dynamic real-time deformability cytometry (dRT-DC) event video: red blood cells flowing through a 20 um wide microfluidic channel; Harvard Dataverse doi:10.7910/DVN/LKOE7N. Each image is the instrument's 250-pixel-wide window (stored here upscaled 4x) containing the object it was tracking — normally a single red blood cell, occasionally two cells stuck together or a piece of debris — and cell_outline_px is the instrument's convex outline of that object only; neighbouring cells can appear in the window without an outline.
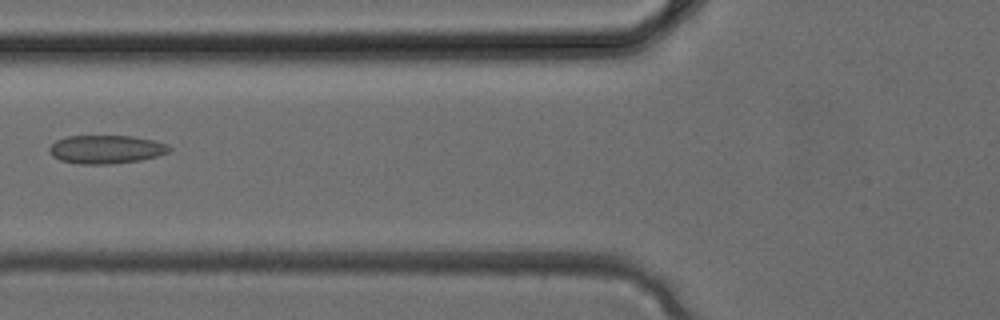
{"species": "common noctule bat (a hibernating species)", "species_latin": "Nyctalus noctula", "temperature_condition": "cold", "stored_images_in_passage": 4, "camera_frame_rate_fps": 3000, "um_per_image_px": 0.085, "animal": {"sex": "female", "body_mass_g": 24.6, "forearm_length_mm": 56.2}, "frame": {"image": 1, "passage_image": 4, "time_ms": 1.0, "image_size_px": [1000, 320], "cell_outline_px": [[172, 148], [168, 152], [156, 156], [140, 160], [108, 164], [80, 164], [60, 160], [52, 156], [48, 148], [56, 140], [68, 136], [132, 136], [152, 140], [168, 144]], "centroid_in_image_um": [9.0, 12.69], "position_along_channel_um": 116.8, "area_um2": 19.77}}